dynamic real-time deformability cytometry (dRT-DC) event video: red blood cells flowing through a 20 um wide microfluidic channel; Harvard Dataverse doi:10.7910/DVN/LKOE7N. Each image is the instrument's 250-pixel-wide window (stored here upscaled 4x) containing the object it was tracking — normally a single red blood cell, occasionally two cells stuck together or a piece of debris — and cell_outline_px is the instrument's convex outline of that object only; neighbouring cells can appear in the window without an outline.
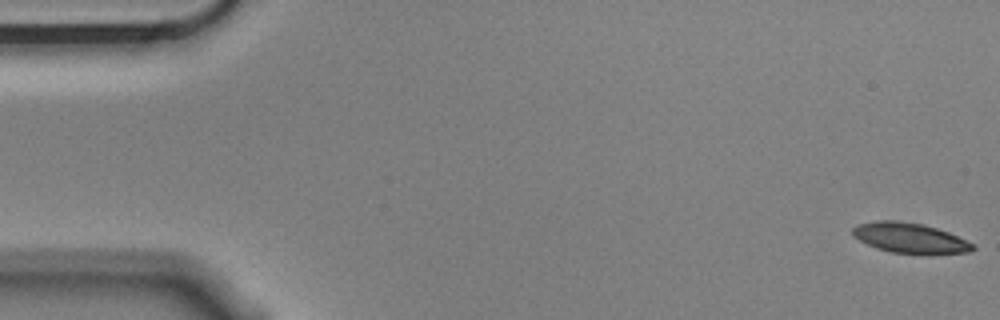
{"species": "Egyptian fruit bat (a non-hibernating species)", "species_latin": "Rousettus aegyptiacus", "temperature_condition": "cold", "stored_images_in_passage": 6, "camera_frame_rate_fps": 3000, "um_per_image_px": 0.085, "animal": {"sex": "male"}, "frame": {"image": 1, "passage_image": 1, "time_ms": 0.0, "image_size_px": [1000, 320], "cell_outline_px": [[976, 248], [972, 252], [928, 256], [892, 252], [876, 248], [852, 236], [852, 228], [856, 224], [880, 220], [892, 220], [920, 224], [936, 228], [948, 232], [976, 244]], "centroid_in_image_um": [77.41, 20.27], "position_along_channel_um": 7.6, "area_um2": 21.68}}